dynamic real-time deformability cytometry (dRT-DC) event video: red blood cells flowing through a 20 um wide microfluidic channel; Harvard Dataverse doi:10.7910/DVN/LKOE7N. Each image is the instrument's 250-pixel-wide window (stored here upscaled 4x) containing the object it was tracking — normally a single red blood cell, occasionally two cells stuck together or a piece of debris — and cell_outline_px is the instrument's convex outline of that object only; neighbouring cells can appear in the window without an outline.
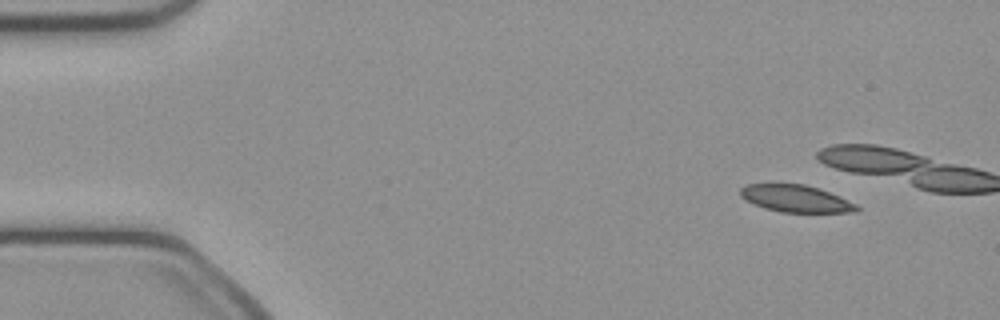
{"species": "common noctule bat (a hibernating species)", "species_latin": "Nyctalus noctula", "temperature_condition": "cold", "stored_images_in_passage": 9, "camera_frame_rate_fps": 3000, "um_per_image_px": 0.085, "animal": {"sex": "female", "body_mass_g": 21.9}, "frame": {"image": 1, "passage_image": 1, "time_ms": 0.0, "image_size_px": [1000, 320], "cell_outline_px": [[860, 208], [856, 212], [780, 212], [764, 208], [740, 196], [740, 188], [744, 184], [804, 184], [840, 196], [856, 204]], "centroid_in_image_um": [67.64, 16.88], "position_along_channel_um": 17.4, "area_um2": 18.15}}